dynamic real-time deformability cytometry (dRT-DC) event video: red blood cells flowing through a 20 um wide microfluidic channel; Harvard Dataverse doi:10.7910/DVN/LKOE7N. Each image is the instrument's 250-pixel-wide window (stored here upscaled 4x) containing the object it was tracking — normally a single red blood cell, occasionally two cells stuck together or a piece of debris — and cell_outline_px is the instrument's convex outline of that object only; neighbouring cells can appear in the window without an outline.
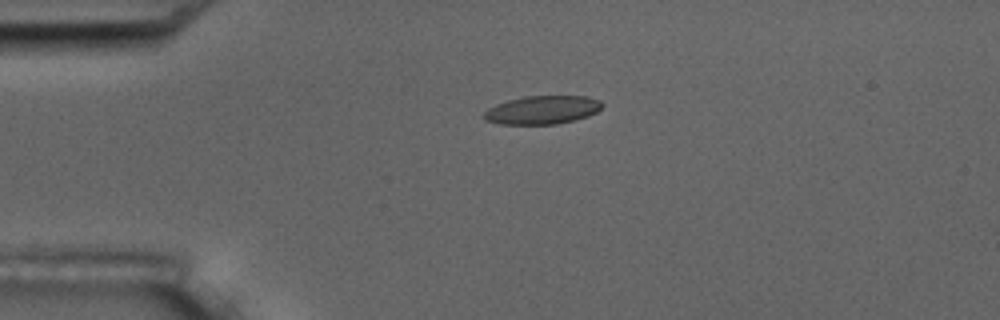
{"species": "common noctule bat (a hibernating species)", "species_latin": "Nyctalus noctula", "temperature_condition": "room temperature", "stored_images_in_passage": 3, "camera_frame_rate_fps": 3000, "um_per_image_px": 0.085, "animal": {"sex": "male", "body_mass_g": 17.5, "forearm_length_mm": 52.3}, "frame": {"image": 1, "passage_image": 1, "time_ms": 0.0, "image_size_px": [1000, 320], "cell_outline_px": [[604, 104], [596, 112], [588, 116], [576, 120], [556, 124], [500, 124], [484, 120], [484, 112], [488, 108], [496, 104], [508, 100], [524, 96], [588, 96], [600, 100]], "centroid_in_image_um": [46.11, 9.34], "position_along_channel_um": 38.9, "area_um2": 19.65}}